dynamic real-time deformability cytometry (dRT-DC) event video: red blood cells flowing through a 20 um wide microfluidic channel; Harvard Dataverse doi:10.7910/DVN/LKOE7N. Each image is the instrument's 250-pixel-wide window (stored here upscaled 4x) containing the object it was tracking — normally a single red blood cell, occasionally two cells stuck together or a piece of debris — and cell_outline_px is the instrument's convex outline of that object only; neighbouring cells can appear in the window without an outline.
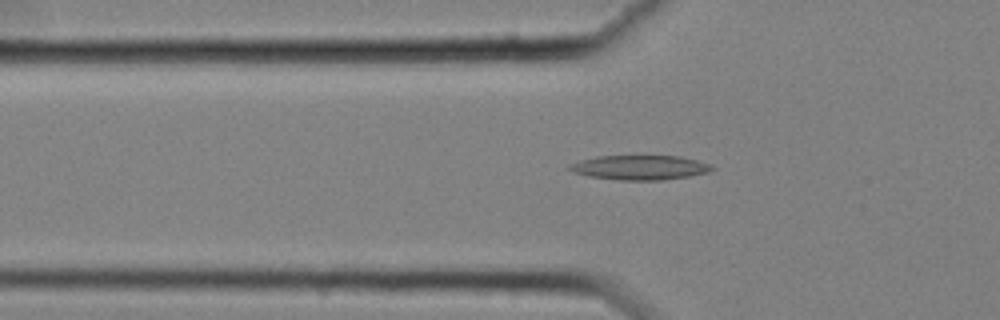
{"species": "common noctule bat (a hibernating species)", "species_latin": "Nyctalus noctula", "temperature_condition": "cold", "stored_images_in_passage": 57, "segment_of_instrument_passage": [1, 2], "camera_frame_rate_fps": 3000, "um_per_image_px": 0.085, "animal": {"sex": "female", "body_mass_g": 25.1}, "frame": {"image": 1, "passage_image": 20, "time_ms": 6.333, "image_size_px": [1000, 320], "cell_outline_px": [[716, 168], [708, 172], [688, 176], [660, 180], [620, 180], [588, 176], [572, 172], [568, 168], [568, 164], [580, 160], [596, 156], [680, 156], [696, 160], [708, 164]], "centroid_in_image_um": [54.34, 14.23], "position_along_channel_um": 71.5, "area_um2": 20.29}}
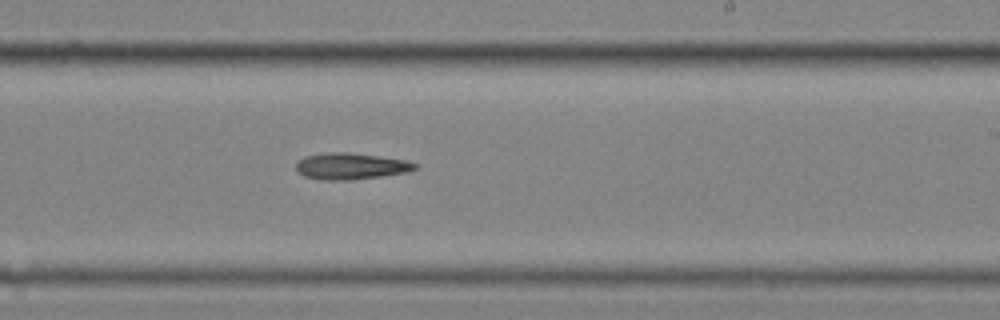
{"frame": {"image": 2, "passage_image": 36, "time_ms": 11.667, "image_size_px": [1000, 320], "cell_outline_px": [[416, 168], [408, 172], [380, 176], [348, 180], [320, 180], [304, 176], [296, 172], [296, 164], [304, 156], [328, 152], [348, 152], [404, 160], [416, 164]], "centroid_in_image_um": [29.75, 14.13], "position_along_channel_um": 259.3, "area_um2": 18.15}}
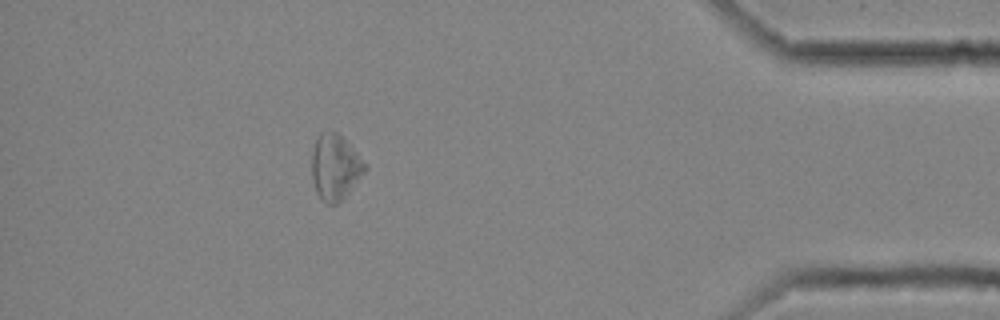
{"frame": {"image": 3, "passage_image": 52, "time_ms": 17.0, "image_size_px": [1000, 320], "cell_outline_px": [[368, 168], [348, 192], [336, 204], [324, 204], [320, 200], [316, 192], [312, 176], [312, 152], [316, 136], [320, 132], [336, 132], [368, 164]], "centroid_in_image_um": [28.47, 14.22], "position_along_channel_um": 406.7, "area_um2": 20.17}}